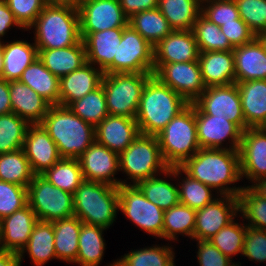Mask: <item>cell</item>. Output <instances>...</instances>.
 <instances>
[{"label": "cell", "instance_id": "6da1fadb", "mask_svg": "<svg viewBox=\"0 0 266 266\" xmlns=\"http://www.w3.org/2000/svg\"><path fill=\"white\" fill-rule=\"evenodd\" d=\"M180 168L197 181L217 189L220 196L238 197L244 188L227 186L242 179L238 150L200 148Z\"/></svg>", "mask_w": 266, "mask_h": 266}, {"label": "cell", "instance_id": "7a4b0ae2", "mask_svg": "<svg viewBox=\"0 0 266 266\" xmlns=\"http://www.w3.org/2000/svg\"><path fill=\"white\" fill-rule=\"evenodd\" d=\"M189 103L152 75L146 82L135 120L139 132L157 136Z\"/></svg>", "mask_w": 266, "mask_h": 266}, {"label": "cell", "instance_id": "3957f363", "mask_svg": "<svg viewBox=\"0 0 266 266\" xmlns=\"http://www.w3.org/2000/svg\"><path fill=\"white\" fill-rule=\"evenodd\" d=\"M40 124L57 145L61 158L78 159L96 140L95 127L69 107L51 105Z\"/></svg>", "mask_w": 266, "mask_h": 266}, {"label": "cell", "instance_id": "277c9868", "mask_svg": "<svg viewBox=\"0 0 266 266\" xmlns=\"http://www.w3.org/2000/svg\"><path fill=\"white\" fill-rule=\"evenodd\" d=\"M37 49L65 48L81 40L77 7L47 4L30 26Z\"/></svg>", "mask_w": 266, "mask_h": 266}, {"label": "cell", "instance_id": "5b68a950", "mask_svg": "<svg viewBox=\"0 0 266 266\" xmlns=\"http://www.w3.org/2000/svg\"><path fill=\"white\" fill-rule=\"evenodd\" d=\"M161 155L169 167H180L199 149L196 105L189 104L157 135Z\"/></svg>", "mask_w": 266, "mask_h": 266}, {"label": "cell", "instance_id": "8992f818", "mask_svg": "<svg viewBox=\"0 0 266 266\" xmlns=\"http://www.w3.org/2000/svg\"><path fill=\"white\" fill-rule=\"evenodd\" d=\"M74 216L83 223L109 228L119 211L118 187L84 180L73 195Z\"/></svg>", "mask_w": 266, "mask_h": 266}, {"label": "cell", "instance_id": "52a82bcc", "mask_svg": "<svg viewBox=\"0 0 266 266\" xmlns=\"http://www.w3.org/2000/svg\"><path fill=\"white\" fill-rule=\"evenodd\" d=\"M169 167L161 155L157 136L139 134L135 140L119 154V171L131 179L132 185L150 177L164 173Z\"/></svg>", "mask_w": 266, "mask_h": 266}, {"label": "cell", "instance_id": "ba28073f", "mask_svg": "<svg viewBox=\"0 0 266 266\" xmlns=\"http://www.w3.org/2000/svg\"><path fill=\"white\" fill-rule=\"evenodd\" d=\"M153 73L104 74L101 84L110 115L135 119L143 88Z\"/></svg>", "mask_w": 266, "mask_h": 266}, {"label": "cell", "instance_id": "9c48e42d", "mask_svg": "<svg viewBox=\"0 0 266 266\" xmlns=\"http://www.w3.org/2000/svg\"><path fill=\"white\" fill-rule=\"evenodd\" d=\"M28 205L39 221L53 222L74 216L73 194L35 175L27 187Z\"/></svg>", "mask_w": 266, "mask_h": 266}, {"label": "cell", "instance_id": "30bf717a", "mask_svg": "<svg viewBox=\"0 0 266 266\" xmlns=\"http://www.w3.org/2000/svg\"><path fill=\"white\" fill-rule=\"evenodd\" d=\"M129 183L118 187L119 210L143 231L163 238L164 210L147 200L137 185Z\"/></svg>", "mask_w": 266, "mask_h": 266}, {"label": "cell", "instance_id": "8fae6325", "mask_svg": "<svg viewBox=\"0 0 266 266\" xmlns=\"http://www.w3.org/2000/svg\"><path fill=\"white\" fill-rule=\"evenodd\" d=\"M153 49L154 46L128 24L122 32L117 59H113V73H153Z\"/></svg>", "mask_w": 266, "mask_h": 266}, {"label": "cell", "instance_id": "7c38bea8", "mask_svg": "<svg viewBox=\"0 0 266 266\" xmlns=\"http://www.w3.org/2000/svg\"><path fill=\"white\" fill-rule=\"evenodd\" d=\"M194 104L206 115L235 123L243 132L246 123L236 83L206 87Z\"/></svg>", "mask_w": 266, "mask_h": 266}, {"label": "cell", "instance_id": "4fadbf2b", "mask_svg": "<svg viewBox=\"0 0 266 266\" xmlns=\"http://www.w3.org/2000/svg\"><path fill=\"white\" fill-rule=\"evenodd\" d=\"M153 75L189 104L194 103L206 89L198 61L154 64Z\"/></svg>", "mask_w": 266, "mask_h": 266}, {"label": "cell", "instance_id": "5bb4252c", "mask_svg": "<svg viewBox=\"0 0 266 266\" xmlns=\"http://www.w3.org/2000/svg\"><path fill=\"white\" fill-rule=\"evenodd\" d=\"M77 9L80 33L99 32L128 25V18L119 0H80Z\"/></svg>", "mask_w": 266, "mask_h": 266}, {"label": "cell", "instance_id": "9a60e30c", "mask_svg": "<svg viewBox=\"0 0 266 266\" xmlns=\"http://www.w3.org/2000/svg\"><path fill=\"white\" fill-rule=\"evenodd\" d=\"M78 160L84 180L105 183L116 187L127 185L126 180L121 181L114 178L117 171H119V155L96 140Z\"/></svg>", "mask_w": 266, "mask_h": 266}, {"label": "cell", "instance_id": "2e32d148", "mask_svg": "<svg viewBox=\"0 0 266 266\" xmlns=\"http://www.w3.org/2000/svg\"><path fill=\"white\" fill-rule=\"evenodd\" d=\"M212 203L196 210L193 239L209 240L234 220L239 212V200L234 196H220Z\"/></svg>", "mask_w": 266, "mask_h": 266}, {"label": "cell", "instance_id": "e0dca14e", "mask_svg": "<svg viewBox=\"0 0 266 266\" xmlns=\"http://www.w3.org/2000/svg\"><path fill=\"white\" fill-rule=\"evenodd\" d=\"M196 128L200 148L239 150L243 131L235 123L206 115L196 106ZM227 139L229 148L222 146Z\"/></svg>", "mask_w": 266, "mask_h": 266}, {"label": "cell", "instance_id": "ac0fdd59", "mask_svg": "<svg viewBox=\"0 0 266 266\" xmlns=\"http://www.w3.org/2000/svg\"><path fill=\"white\" fill-rule=\"evenodd\" d=\"M238 152L241 178L251 183L266 178V127L246 129Z\"/></svg>", "mask_w": 266, "mask_h": 266}, {"label": "cell", "instance_id": "d6986e66", "mask_svg": "<svg viewBox=\"0 0 266 266\" xmlns=\"http://www.w3.org/2000/svg\"><path fill=\"white\" fill-rule=\"evenodd\" d=\"M125 27L99 32L80 33L84 42L87 62L98 65L104 74H113V59H117V50Z\"/></svg>", "mask_w": 266, "mask_h": 266}, {"label": "cell", "instance_id": "ffe728a7", "mask_svg": "<svg viewBox=\"0 0 266 266\" xmlns=\"http://www.w3.org/2000/svg\"><path fill=\"white\" fill-rule=\"evenodd\" d=\"M23 150L35 175L43 174L61 159L57 145L41 124L28 126Z\"/></svg>", "mask_w": 266, "mask_h": 266}, {"label": "cell", "instance_id": "44dd1931", "mask_svg": "<svg viewBox=\"0 0 266 266\" xmlns=\"http://www.w3.org/2000/svg\"><path fill=\"white\" fill-rule=\"evenodd\" d=\"M38 221L28 204L0 220V250L19 254Z\"/></svg>", "mask_w": 266, "mask_h": 266}, {"label": "cell", "instance_id": "7402d4cb", "mask_svg": "<svg viewBox=\"0 0 266 266\" xmlns=\"http://www.w3.org/2000/svg\"><path fill=\"white\" fill-rule=\"evenodd\" d=\"M153 50L154 64L198 61L200 53L192 30H173Z\"/></svg>", "mask_w": 266, "mask_h": 266}, {"label": "cell", "instance_id": "603a6c76", "mask_svg": "<svg viewBox=\"0 0 266 266\" xmlns=\"http://www.w3.org/2000/svg\"><path fill=\"white\" fill-rule=\"evenodd\" d=\"M140 134L135 119L108 115L95 127V139L118 155Z\"/></svg>", "mask_w": 266, "mask_h": 266}, {"label": "cell", "instance_id": "cb8c5ba5", "mask_svg": "<svg viewBox=\"0 0 266 266\" xmlns=\"http://www.w3.org/2000/svg\"><path fill=\"white\" fill-rule=\"evenodd\" d=\"M90 63L69 73L59 80V105L68 107L101 85L104 73Z\"/></svg>", "mask_w": 266, "mask_h": 266}, {"label": "cell", "instance_id": "d4e9b609", "mask_svg": "<svg viewBox=\"0 0 266 266\" xmlns=\"http://www.w3.org/2000/svg\"><path fill=\"white\" fill-rule=\"evenodd\" d=\"M12 112L29 124H40L51 104L24 83L9 81Z\"/></svg>", "mask_w": 266, "mask_h": 266}, {"label": "cell", "instance_id": "484cf974", "mask_svg": "<svg viewBox=\"0 0 266 266\" xmlns=\"http://www.w3.org/2000/svg\"><path fill=\"white\" fill-rule=\"evenodd\" d=\"M198 62L206 87L235 83V59L233 50L200 52Z\"/></svg>", "mask_w": 266, "mask_h": 266}, {"label": "cell", "instance_id": "4316f807", "mask_svg": "<svg viewBox=\"0 0 266 266\" xmlns=\"http://www.w3.org/2000/svg\"><path fill=\"white\" fill-rule=\"evenodd\" d=\"M235 59V82L266 80V52L255 38L248 44L233 49Z\"/></svg>", "mask_w": 266, "mask_h": 266}, {"label": "cell", "instance_id": "83f0119b", "mask_svg": "<svg viewBox=\"0 0 266 266\" xmlns=\"http://www.w3.org/2000/svg\"><path fill=\"white\" fill-rule=\"evenodd\" d=\"M248 128L266 127V80L235 82Z\"/></svg>", "mask_w": 266, "mask_h": 266}, {"label": "cell", "instance_id": "f1b7e54d", "mask_svg": "<svg viewBox=\"0 0 266 266\" xmlns=\"http://www.w3.org/2000/svg\"><path fill=\"white\" fill-rule=\"evenodd\" d=\"M38 58L59 79L87 63L83 40L65 48L39 49Z\"/></svg>", "mask_w": 266, "mask_h": 266}, {"label": "cell", "instance_id": "f546056e", "mask_svg": "<svg viewBox=\"0 0 266 266\" xmlns=\"http://www.w3.org/2000/svg\"><path fill=\"white\" fill-rule=\"evenodd\" d=\"M2 53L4 58V69L2 79L6 81H17L21 78L23 71L38 58L36 45L27 41L17 40L3 44Z\"/></svg>", "mask_w": 266, "mask_h": 266}, {"label": "cell", "instance_id": "4dcf8cb0", "mask_svg": "<svg viewBox=\"0 0 266 266\" xmlns=\"http://www.w3.org/2000/svg\"><path fill=\"white\" fill-rule=\"evenodd\" d=\"M26 252L36 266H43L49 260L57 259L52 222L38 221L34 225L29 241L18 254L21 263Z\"/></svg>", "mask_w": 266, "mask_h": 266}, {"label": "cell", "instance_id": "1f68e13d", "mask_svg": "<svg viewBox=\"0 0 266 266\" xmlns=\"http://www.w3.org/2000/svg\"><path fill=\"white\" fill-rule=\"evenodd\" d=\"M54 230V246L57 259L76 263L78 253V240L82 221L72 216L52 222Z\"/></svg>", "mask_w": 266, "mask_h": 266}, {"label": "cell", "instance_id": "d6a6232c", "mask_svg": "<svg viewBox=\"0 0 266 266\" xmlns=\"http://www.w3.org/2000/svg\"><path fill=\"white\" fill-rule=\"evenodd\" d=\"M59 78L37 58L22 73L19 81L26 84L51 105H59Z\"/></svg>", "mask_w": 266, "mask_h": 266}, {"label": "cell", "instance_id": "836d02e7", "mask_svg": "<svg viewBox=\"0 0 266 266\" xmlns=\"http://www.w3.org/2000/svg\"><path fill=\"white\" fill-rule=\"evenodd\" d=\"M185 174L178 184L179 203L198 210L212 203L217 197L212 196V188L187 175L180 167L168 168L163 174L166 177L177 178Z\"/></svg>", "mask_w": 266, "mask_h": 266}, {"label": "cell", "instance_id": "e575fe53", "mask_svg": "<svg viewBox=\"0 0 266 266\" xmlns=\"http://www.w3.org/2000/svg\"><path fill=\"white\" fill-rule=\"evenodd\" d=\"M158 9L173 30H192L202 5L199 0H159Z\"/></svg>", "mask_w": 266, "mask_h": 266}, {"label": "cell", "instance_id": "d590c367", "mask_svg": "<svg viewBox=\"0 0 266 266\" xmlns=\"http://www.w3.org/2000/svg\"><path fill=\"white\" fill-rule=\"evenodd\" d=\"M103 227L82 223L78 240L76 264L80 266H99L102 261L105 241Z\"/></svg>", "mask_w": 266, "mask_h": 266}, {"label": "cell", "instance_id": "8d00e7d4", "mask_svg": "<svg viewBox=\"0 0 266 266\" xmlns=\"http://www.w3.org/2000/svg\"><path fill=\"white\" fill-rule=\"evenodd\" d=\"M128 24L152 46L173 31L158 8L134 14L128 19Z\"/></svg>", "mask_w": 266, "mask_h": 266}, {"label": "cell", "instance_id": "74e56055", "mask_svg": "<svg viewBox=\"0 0 266 266\" xmlns=\"http://www.w3.org/2000/svg\"><path fill=\"white\" fill-rule=\"evenodd\" d=\"M196 210L178 203L170 209L164 210L163 240H177L178 234L193 239Z\"/></svg>", "mask_w": 266, "mask_h": 266}, {"label": "cell", "instance_id": "f35d334b", "mask_svg": "<svg viewBox=\"0 0 266 266\" xmlns=\"http://www.w3.org/2000/svg\"><path fill=\"white\" fill-rule=\"evenodd\" d=\"M174 254L171 246L155 245L140 250H131L108 266H176Z\"/></svg>", "mask_w": 266, "mask_h": 266}, {"label": "cell", "instance_id": "ab89813d", "mask_svg": "<svg viewBox=\"0 0 266 266\" xmlns=\"http://www.w3.org/2000/svg\"><path fill=\"white\" fill-rule=\"evenodd\" d=\"M34 176L23 149L0 154V180L28 187Z\"/></svg>", "mask_w": 266, "mask_h": 266}, {"label": "cell", "instance_id": "60d3db41", "mask_svg": "<svg viewBox=\"0 0 266 266\" xmlns=\"http://www.w3.org/2000/svg\"><path fill=\"white\" fill-rule=\"evenodd\" d=\"M41 175L55 187L73 195L84 181L78 159L61 158Z\"/></svg>", "mask_w": 266, "mask_h": 266}, {"label": "cell", "instance_id": "b9f144b4", "mask_svg": "<svg viewBox=\"0 0 266 266\" xmlns=\"http://www.w3.org/2000/svg\"><path fill=\"white\" fill-rule=\"evenodd\" d=\"M68 107L75 115L94 127L109 115L102 84Z\"/></svg>", "mask_w": 266, "mask_h": 266}, {"label": "cell", "instance_id": "7bdbcfd3", "mask_svg": "<svg viewBox=\"0 0 266 266\" xmlns=\"http://www.w3.org/2000/svg\"><path fill=\"white\" fill-rule=\"evenodd\" d=\"M192 32L196 38L199 52L229 51L234 47L215 23L202 14L193 25Z\"/></svg>", "mask_w": 266, "mask_h": 266}, {"label": "cell", "instance_id": "ee69618b", "mask_svg": "<svg viewBox=\"0 0 266 266\" xmlns=\"http://www.w3.org/2000/svg\"><path fill=\"white\" fill-rule=\"evenodd\" d=\"M137 186L146 199L162 210L170 209L179 203L178 185L157 176L140 181Z\"/></svg>", "mask_w": 266, "mask_h": 266}, {"label": "cell", "instance_id": "f6af8a7d", "mask_svg": "<svg viewBox=\"0 0 266 266\" xmlns=\"http://www.w3.org/2000/svg\"><path fill=\"white\" fill-rule=\"evenodd\" d=\"M29 125L13 112L0 115V154L23 149Z\"/></svg>", "mask_w": 266, "mask_h": 266}, {"label": "cell", "instance_id": "bcb514c9", "mask_svg": "<svg viewBox=\"0 0 266 266\" xmlns=\"http://www.w3.org/2000/svg\"><path fill=\"white\" fill-rule=\"evenodd\" d=\"M239 212L248 221L247 226L266 230V199L257 195L249 186L238 195Z\"/></svg>", "mask_w": 266, "mask_h": 266}, {"label": "cell", "instance_id": "7dc6e473", "mask_svg": "<svg viewBox=\"0 0 266 266\" xmlns=\"http://www.w3.org/2000/svg\"><path fill=\"white\" fill-rule=\"evenodd\" d=\"M243 225V226H242ZM247 232L246 224H238L233 220L223 227L209 241L217 247L225 256L232 259V255L242 254L244 239Z\"/></svg>", "mask_w": 266, "mask_h": 266}, {"label": "cell", "instance_id": "c3c4849f", "mask_svg": "<svg viewBox=\"0 0 266 266\" xmlns=\"http://www.w3.org/2000/svg\"><path fill=\"white\" fill-rule=\"evenodd\" d=\"M239 17L257 36L266 31V0H235Z\"/></svg>", "mask_w": 266, "mask_h": 266}, {"label": "cell", "instance_id": "681fc988", "mask_svg": "<svg viewBox=\"0 0 266 266\" xmlns=\"http://www.w3.org/2000/svg\"><path fill=\"white\" fill-rule=\"evenodd\" d=\"M27 204V187L0 180V220Z\"/></svg>", "mask_w": 266, "mask_h": 266}, {"label": "cell", "instance_id": "f907efd6", "mask_svg": "<svg viewBox=\"0 0 266 266\" xmlns=\"http://www.w3.org/2000/svg\"><path fill=\"white\" fill-rule=\"evenodd\" d=\"M206 3L202 5L201 14L219 27L239 18L235 0H214Z\"/></svg>", "mask_w": 266, "mask_h": 266}, {"label": "cell", "instance_id": "816d5d0a", "mask_svg": "<svg viewBox=\"0 0 266 266\" xmlns=\"http://www.w3.org/2000/svg\"><path fill=\"white\" fill-rule=\"evenodd\" d=\"M19 25L26 29L35 22L47 5L46 0H5Z\"/></svg>", "mask_w": 266, "mask_h": 266}, {"label": "cell", "instance_id": "f5cc1de1", "mask_svg": "<svg viewBox=\"0 0 266 266\" xmlns=\"http://www.w3.org/2000/svg\"><path fill=\"white\" fill-rule=\"evenodd\" d=\"M242 255L251 261H266V230L247 226Z\"/></svg>", "mask_w": 266, "mask_h": 266}, {"label": "cell", "instance_id": "db71d44e", "mask_svg": "<svg viewBox=\"0 0 266 266\" xmlns=\"http://www.w3.org/2000/svg\"><path fill=\"white\" fill-rule=\"evenodd\" d=\"M196 241H198L197 262L200 266H237L209 240Z\"/></svg>", "mask_w": 266, "mask_h": 266}, {"label": "cell", "instance_id": "11a10c76", "mask_svg": "<svg viewBox=\"0 0 266 266\" xmlns=\"http://www.w3.org/2000/svg\"><path fill=\"white\" fill-rule=\"evenodd\" d=\"M220 30L233 47L248 44L256 38V35L240 17L234 22L224 23L220 26Z\"/></svg>", "mask_w": 266, "mask_h": 266}, {"label": "cell", "instance_id": "9f6ffc18", "mask_svg": "<svg viewBox=\"0 0 266 266\" xmlns=\"http://www.w3.org/2000/svg\"><path fill=\"white\" fill-rule=\"evenodd\" d=\"M124 14L129 19L134 14L158 8L159 0H119Z\"/></svg>", "mask_w": 266, "mask_h": 266}, {"label": "cell", "instance_id": "6f0895ef", "mask_svg": "<svg viewBox=\"0 0 266 266\" xmlns=\"http://www.w3.org/2000/svg\"><path fill=\"white\" fill-rule=\"evenodd\" d=\"M15 25V26H14ZM12 26L23 29L16 21L12 11L8 8L5 0H0V41Z\"/></svg>", "mask_w": 266, "mask_h": 266}, {"label": "cell", "instance_id": "680465c9", "mask_svg": "<svg viewBox=\"0 0 266 266\" xmlns=\"http://www.w3.org/2000/svg\"><path fill=\"white\" fill-rule=\"evenodd\" d=\"M12 112L9 95V81L0 78V115Z\"/></svg>", "mask_w": 266, "mask_h": 266}, {"label": "cell", "instance_id": "91938a15", "mask_svg": "<svg viewBox=\"0 0 266 266\" xmlns=\"http://www.w3.org/2000/svg\"><path fill=\"white\" fill-rule=\"evenodd\" d=\"M0 266H21L18 254L0 250Z\"/></svg>", "mask_w": 266, "mask_h": 266}, {"label": "cell", "instance_id": "94428289", "mask_svg": "<svg viewBox=\"0 0 266 266\" xmlns=\"http://www.w3.org/2000/svg\"><path fill=\"white\" fill-rule=\"evenodd\" d=\"M249 187L260 197L266 199V178L256 181L254 184L249 185Z\"/></svg>", "mask_w": 266, "mask_h": 266}, {"label": "cell", "instance_id": "6125c7cd", "mask_svg": "<svg viewBox=\"0 0 266 266\" xmlns=\"http://www.w3.org/2000/svg\"><path fill=\"white\" fill-rule=\"evenodd\" d=\"M46 3L50 5H68L78 7L80 0H46Z\"/></svg>", "mask_w": 266, "mask_h": 266}, {"label": "cell", "instance_id": "be15d7a7", "mask_svg": "<svg viewBox=\"0 0 266 266\" xmlns=\"http://www.w3.org/2000/svg\"><path fill=\"white\" fill-rule=\"evenodd\" d=\"M256 38L259 40V42L263 45L264 50L266 52V31L259 33Z\"/></svg>", "mask_w": 266, "mask_h": 266}, {"label": "cell", "instance_id": "e7e4bbea", "mask_svg": "<svg viewBox=\"0 0 266 266\" xmlns=\"http://www.w3.org/2000/svg\"><path fill=\"white\" fill-rule=\"evenodd\" d=\"M4 69V58L2 53V42L0 41V78H2Z\"/></svg>", "mask_w": 266, "mask_h": 266}, {"label": "cell", "instance_id": "03108f58", "mask_svg": "<svg viewBox=\"0 0 266 266\" xmlns=\"http://www.w3.org/2000/svg\"><path fill=\"white\" fill-rule=\"evenodd\" d=\"M199 1H200V4L203 5L206 2H210V1H214V0H199Z\"/></svg>", "mask_w": 266, "mask_h": 266}]
</instances>
